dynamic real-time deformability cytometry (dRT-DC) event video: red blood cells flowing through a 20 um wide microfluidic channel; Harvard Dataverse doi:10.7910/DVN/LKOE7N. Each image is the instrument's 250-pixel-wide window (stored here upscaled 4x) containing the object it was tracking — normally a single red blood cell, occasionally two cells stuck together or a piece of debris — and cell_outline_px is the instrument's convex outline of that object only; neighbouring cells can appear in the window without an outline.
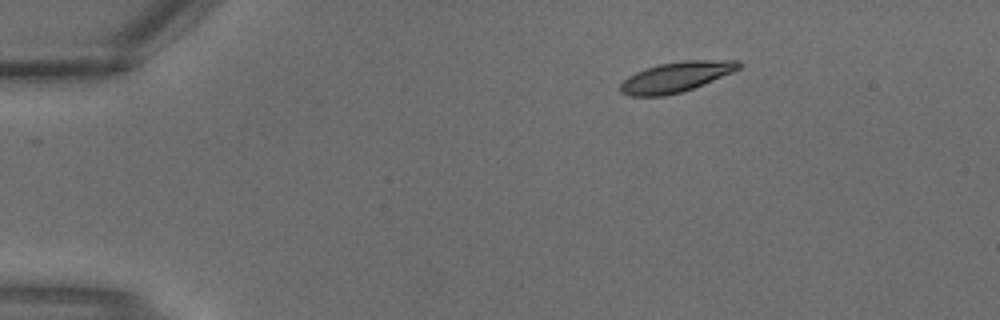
{"species": "common noctule bat (a hibernating species)", "species_latin": "Nyctalus noctula", "temperature_condition": "warm", "stored_images_in_passage": 2, "camera_frame_rate_fps": 3000, "um_per_image_px": 0.085, "animal": {"sex": "male", "body_mass_g": 18.8}, "frame": {"image": 1, "passage_image": 1, "time_ms": 0.0, "image_size_px": [1000, 320], "cell_outline_px": [[740, 68], [732, 72], [692, 88], [680, 92], [664, 96], [628, 96], [620, 92], [620, 84], [628, 76], [644, 68], [660, 64], [684, 60], [740, 60]], "centroid_in_image_um": [57.42, 6.54], "position_along_channel_um": 27.6, "area_um2": 20.63}}